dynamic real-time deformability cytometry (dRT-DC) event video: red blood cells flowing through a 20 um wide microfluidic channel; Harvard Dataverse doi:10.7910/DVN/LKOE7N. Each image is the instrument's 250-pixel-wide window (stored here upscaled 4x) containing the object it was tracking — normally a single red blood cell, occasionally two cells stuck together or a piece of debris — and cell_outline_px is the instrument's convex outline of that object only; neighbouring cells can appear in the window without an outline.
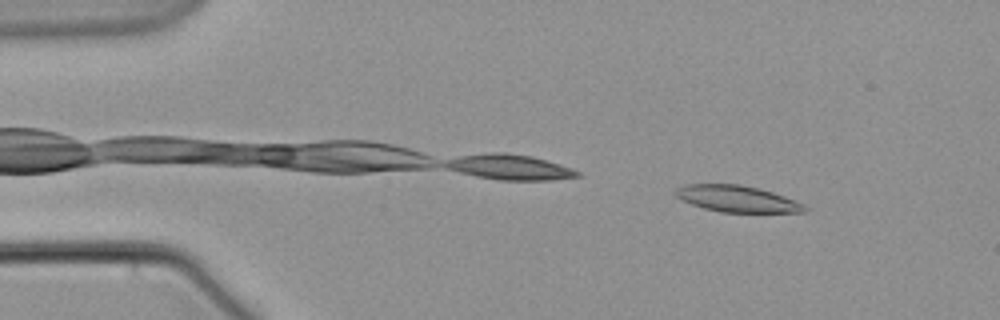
{"species": "common noctule bat (a hibernating species)", "species_latin": "Nyctalus noctula", "temperature_condition": "warm", "stored_images_in_passage": 3, "camera_frame_rate_fps": 3000, "um_per_image_px": 0.085, "animal": {"sex": "male", "body_mass_g": 21.5, "forearm_length_mm": 52.0}, "frame": {"image": 1, "passage_image": 1, "time_ms": 0.0, "image_size_px": [1000, 320], "cell_outline_px": [[808, 208], [804, 212], [720, 212], [704, 208], [680, 200], [672, 192], [676, 188], [684, 184], [740, 184], [772, 192], [784, 196], [804, 204]], "centroid_in_image_um": [62.6, 16.89], "position_along_channel_um": 22.4, "area_um2": 19.88}}
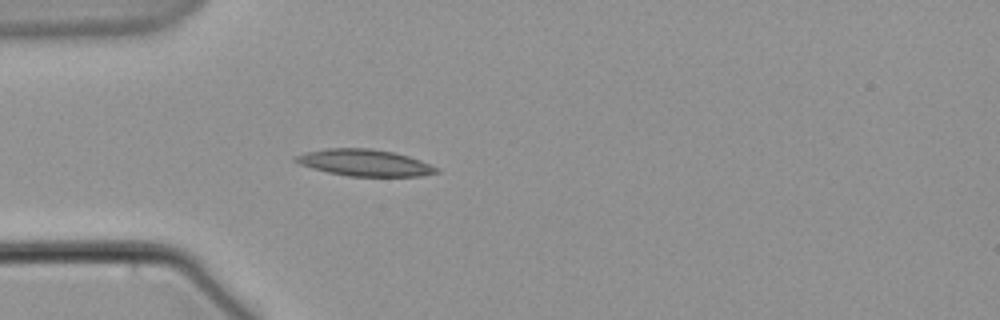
{"frame": {"image": 2, "passage_image": 3, "time_ms": 3.333, "image_size_px": [1000, 320], "cell_outline_px": [[440, 172], [420, 176], [348, 176], [328, 172], [312, 168], [300, 164], [292, 160], [296, 156], [304, 152], [328, 148], [372, 148], [392, 152], [408, 156], [420, 160], [440, 168]], "centroid_in_image_um": [31.0, 13.83], "position_along_channel_um": 54.0, "area_um2": 21.85}}